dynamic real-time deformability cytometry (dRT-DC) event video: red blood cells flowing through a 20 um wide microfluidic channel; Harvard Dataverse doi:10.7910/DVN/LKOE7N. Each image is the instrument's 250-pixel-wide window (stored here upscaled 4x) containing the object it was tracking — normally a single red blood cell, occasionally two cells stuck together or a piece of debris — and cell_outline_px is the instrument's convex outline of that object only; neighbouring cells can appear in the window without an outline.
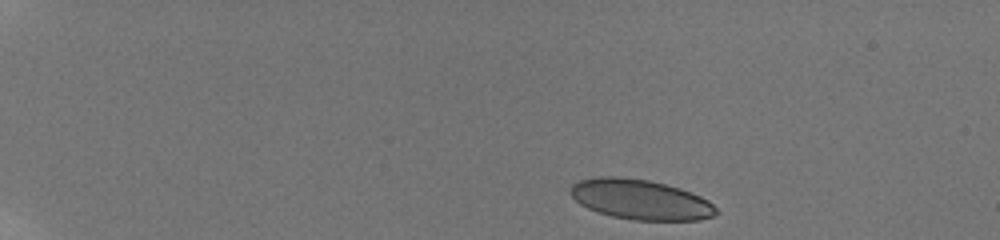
{"species": "human", "species_latin": "Homo sapiens", "temperature_condition": "room temperature", "stored_images_in_passage": 14, "camera_frame_rate_fps": 3000, "um_per_image_px": 0.085, "donor": {"sex": "male"}, "frame": {"image": 1, "passage_image": 1, "time_ms": 0.0, "image_size_px": [1000, 240], "cell_outline_px": [[720, 212], [712, 216], [700, 220], [632, 220], [612, 216], [588, 208], [580, 204], [572, 196], [572, 184], [580, 180], [596, 176], [620, 176], [648, 180], [680, 188], [700, 196], [708, 200]], "centroid_in_image_um": [54.45, 16.95], "position_along_channel_um": 30.5, "area_um2": 33.87}}